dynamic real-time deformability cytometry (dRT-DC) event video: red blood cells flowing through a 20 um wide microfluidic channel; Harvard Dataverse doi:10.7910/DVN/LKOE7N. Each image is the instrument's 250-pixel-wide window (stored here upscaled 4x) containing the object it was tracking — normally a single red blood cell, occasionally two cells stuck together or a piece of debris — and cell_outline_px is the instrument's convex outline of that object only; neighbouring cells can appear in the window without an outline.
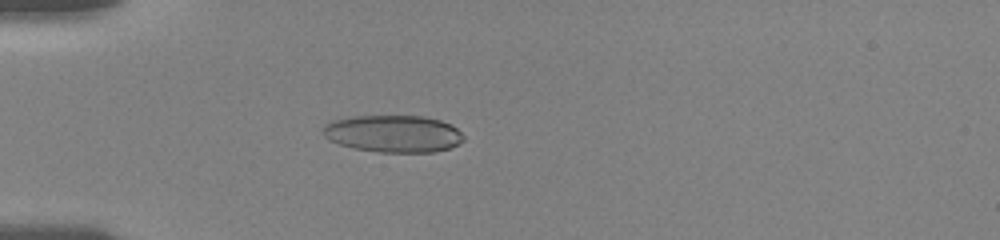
{"species": "human", "species_latin": "Homo sapiens", "temperature_condition": "room temperature", "stored_images_in_passage": 5, "camera_frame_rate_fps": 3000, "um_per_image_px": 0.085, "donor": {"sex": "female"}, "frame": {"image": 1, "passage_image": 2, "time_ms": 0.333, "image_size_px": [1000, 240], "cell_outline_px": [[464, 140], [460, 144], [448, 148], [432, 152], [380, 152], [352, 148], [328, 140], [324, 136], [324, 124], [332, 120], [352, 116], [424, 116], [440, 120], [452, 124], [464, 136]], "centroid_in_image_um": [33.43, 11.36], "position_along_channel_um": 51.6, "area_um2": 30.58}}